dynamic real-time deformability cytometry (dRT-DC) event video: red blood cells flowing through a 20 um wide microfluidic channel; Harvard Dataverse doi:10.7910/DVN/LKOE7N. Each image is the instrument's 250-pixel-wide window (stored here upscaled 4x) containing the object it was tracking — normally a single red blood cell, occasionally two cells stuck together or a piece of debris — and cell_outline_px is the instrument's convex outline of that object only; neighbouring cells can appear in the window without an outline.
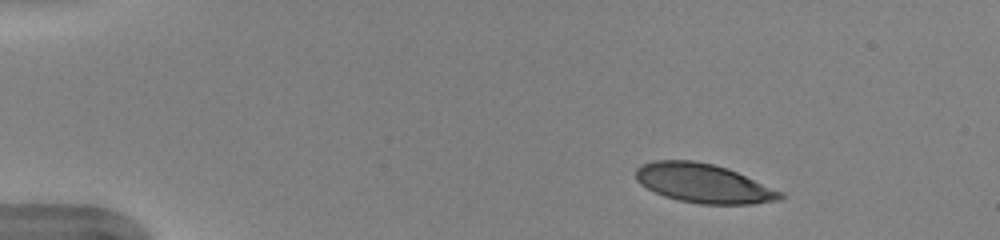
{"species": "human", "species_latin": "Homo sapiens", "temperature_condition": "warm", "stored_images_in_passage": 44, "camera_frame_rate_fps": 3000, "um_per_image_px": 0.085, "donor": {"sex": "female"}, "frame": {"image": 1, "passage_image": 1, "time_ms": 0.0, "image_size_px": [1000, 240], "cell_outline_px": [[784, 196], [780, 200], [752, 204], [700, 204], [680, 200], [664, 196], [640, 184], [636, 180], [636, 168], [640, 164], [652, 160], [692, 160], [712, 164], [728, 168], [784, 192]], "centroid_in_image_um": [59.8, 15.57], "position_along_channel_um": 25.2, "area_um2": 33.0}}
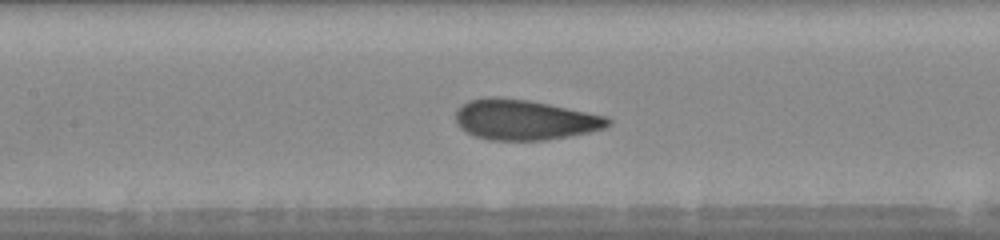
{"frame": {"image": 2, "passage_image": 18, "time_ms": 5.667, "image_size_px": [1000, 240], "cell_outline_px": [[612, 124], [604, 128], [588, 132], [568, 136], [544, 140], [488, 140], [472, 136], [460, 128], [456, 124], [456, 108], [468, 100], [484, 96], [496, 96], [528, 100], [608, 116], [612, 120]], "centroid_in_image_um": [44.54, 10.17], "position_along_channel_um": 162.9, "area_um2": 36.13}}
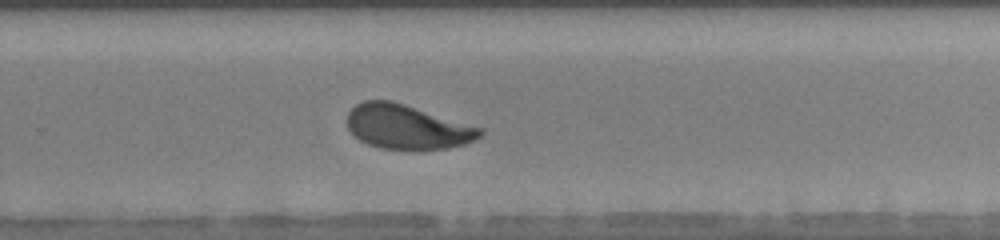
{"frame": {"image": 3, "passage_image": 28, "time_ms": 9.0, "image_size_px": [1000, 240], "cell_outline_px": [[484, 132], [476, 140], [464, 144], [448, 148], [380, 148], [368, 144], [360, 140], [348, 128], [348, 112], [356, 104], [364, 100], [392, 100], [484, 128]], "centroid_in_image_um": [34.63, 10.76], "position_along_channel_um": 295.2, "area_um2": 34.1}, "authors_computed_cell_mechanics": {"area_um2": 35.2002, "velocity_mm_per_s": 3.9913, "shape_relaxation_time_tau1_ms": 2.8125, "shape_relaxation_time_tau2_ms": 0.7583, "deformation_change_tau1": 0.1728, "deformation_change_tau2": 0.0739}}